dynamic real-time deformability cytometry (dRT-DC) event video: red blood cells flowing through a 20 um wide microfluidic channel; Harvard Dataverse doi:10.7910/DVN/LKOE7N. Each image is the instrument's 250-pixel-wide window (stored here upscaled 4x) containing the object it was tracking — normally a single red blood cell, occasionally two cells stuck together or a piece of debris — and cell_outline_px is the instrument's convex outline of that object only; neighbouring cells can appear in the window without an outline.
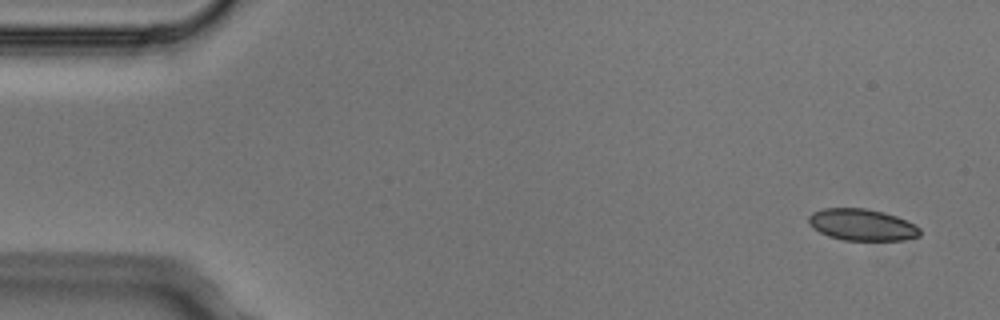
{"species": "Egyptian fruit bat (a non-hibernating species)", "species_latin": "Rousettus aegyptiacus", "temperature_condition": "cold", "stored_images_in_passage": 6, "camera_frame_rate_fps": 3000, "um_per_image_px": 0.085, "animal": {"sex": "male"}, "frame": {"image": 1, "passage_image": 1, "time_ms": 0.0, "image_size_px": [1000, 320], "cell_outline_px": [[920, 236], [904, 240], [844, 240], [828, 236], [812, 228], [808, 224], [808, 216], [812, 212], [824, 208], [864, 208], [884, 212], [896, 216], [920, 228]], "centroid_in_image_um": [73.23, 19.1], "position_along_channel_um": 11.8, "area_um2": 20.52}}
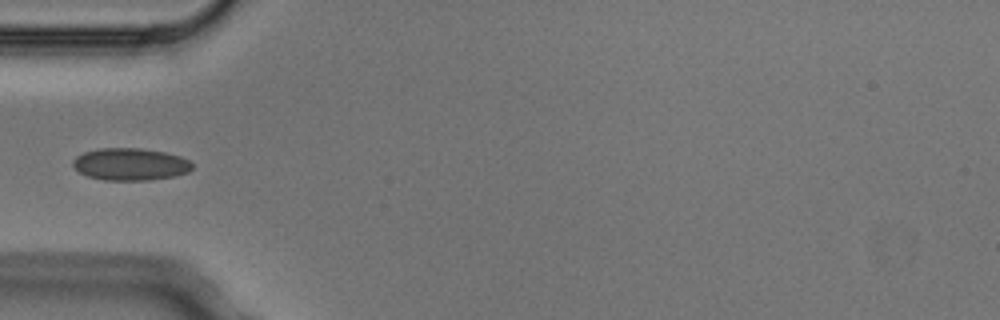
{"frame": {"image": 2, "passage_image": 5, "time_ms": 1.333, "image_size_px": [1000, 320], "cell_outline_px": [[192, 168], [188, 172], [176, 176], [148, 180], [104, 180], [88, 176], [80, 172], [72, 164], [72, 160], [76, 156], [84, 152], [100, 148], [140, 148], [164, 152], [180, 156], [188, 160], [192, 164]], "centroid_in_image_um": [11.08, 13.96], "position_along_channel_um": 73.9, "area_um2": 22.37}}
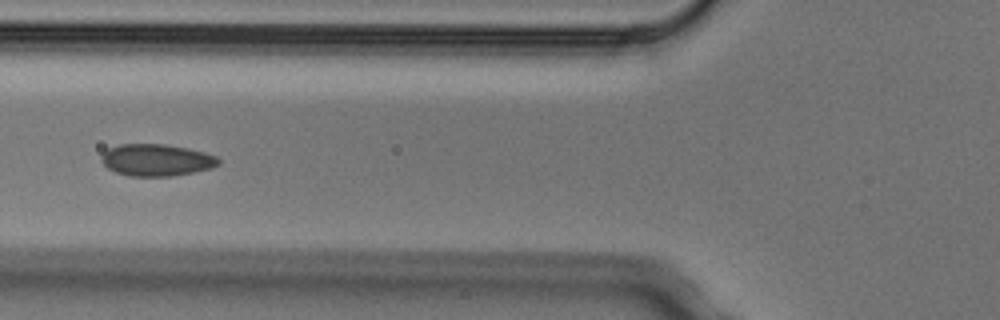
{"frame": {"image": 3, "passage_image": 6, "time_ms": 1.667, "image_size_px": [1000, 320], "cell_outline_px": [[220, 164], [212, 168], [172, 176], [128, 176], [116, 172], [108, 168], [100, 160], [100, 156], [108, 148], [120, 144], [164, 144], [188, 148], [204, 152], [216, 156], [220, 160]], "centroid_in_image_um": [13.29, 13.6], "position_along_channel_um": 112.5, "area_um2": 21.85}}